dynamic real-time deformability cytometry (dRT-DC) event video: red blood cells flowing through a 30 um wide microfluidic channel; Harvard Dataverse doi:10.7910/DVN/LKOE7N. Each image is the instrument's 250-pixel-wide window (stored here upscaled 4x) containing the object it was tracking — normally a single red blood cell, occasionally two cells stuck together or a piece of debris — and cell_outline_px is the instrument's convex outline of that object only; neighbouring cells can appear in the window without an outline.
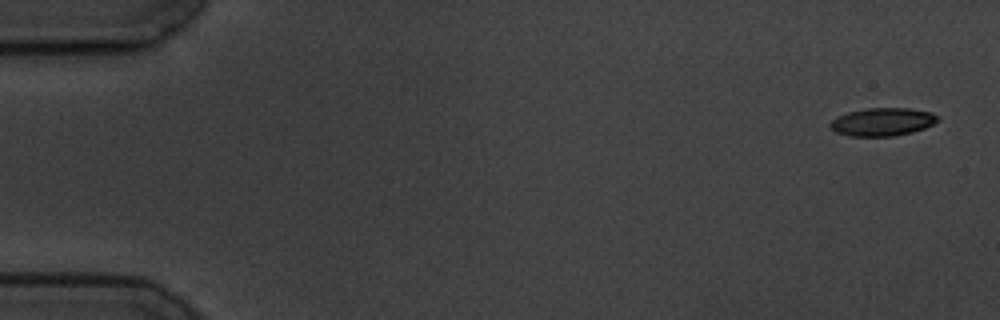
{"species": "common noctule bat (a hibernating species)", "species_latin": "Nyctalus noctula", "temperature_condition": "cold", "stored_images_in_passage": 5, "segment_of_instrument_passage": [1, 2], "camera_frame_rate_fps": 3000, "um_per_image_px": 0.085, "animal": {"sex": "male", "body_mass_g": 19.5, "forearm_length_mm": 54.6}, "frame": {"image": 1, "passage_image": 1, "time_ms": 0.0, "image_size_px": [1000, 320], "cell_outline_px": [[940, 120], [924, 128], [912, 132], [892, 136], [848, 136], [836, 132], [828, 124], [836, 116], [848, 112], [868, 108], [908, 108], [932, 112], [940, 116]], "centroid_in_image_um": [75.02, 10.35], "position_along_channel_um": 10.0, "area_um2": 17.63}}
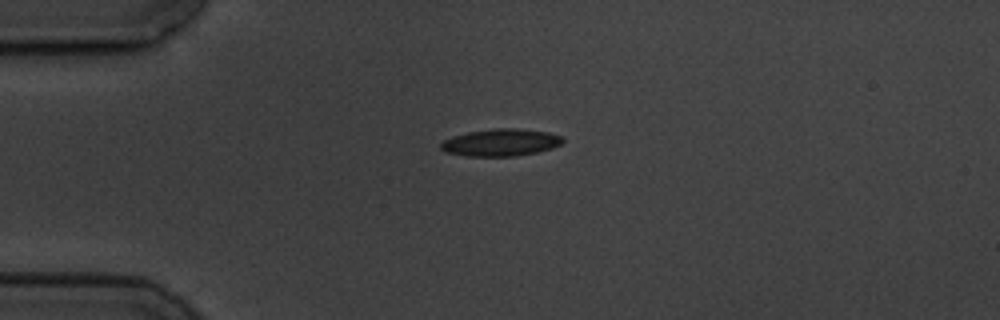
{"frame": {"image": 2, "passage_image": 4, "time_ms": 4.0, "image_size_px": [1000, 320], "cell_outline_px": [[564, 140], [560, 144], [552, 148], [536, 152], [516, 156], [468, 156], [444, 152], [440, 148], [440, 144], [444, 140], [452, 136], [468, 132], [496, 128], [516, 128], [548, 132], [560, 136]], "centroid_in_image_um": [42.53, 12.11], "position_along_channel_um": 42.5, "area_um2": 19.25}}